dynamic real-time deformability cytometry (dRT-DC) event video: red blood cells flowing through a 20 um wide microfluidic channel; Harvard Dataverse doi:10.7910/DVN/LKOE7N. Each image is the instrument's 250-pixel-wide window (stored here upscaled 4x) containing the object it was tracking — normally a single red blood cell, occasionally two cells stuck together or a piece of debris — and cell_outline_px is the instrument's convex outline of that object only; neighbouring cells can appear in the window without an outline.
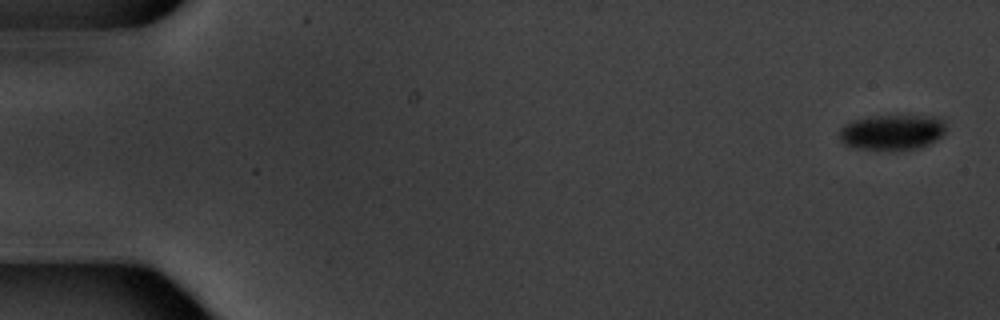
{"species": "common noctule bat (a hibernating species)", "species_latin": "Nyctalus noctula", "temperature_condition": "warm", "stored_images_in_passage": 7, "segment_of_instrument_passage": [1, 2], "camera_frame_rate_fps": 3000, "um_per_image_px": 0.085, "animal": {"sex": "male", "body_mass_g": 20.1, "forearm_length_mm": 53.5}, "frame": {"image": 1, "passage_image": 1, "time_ms": 0.0, "image_size_px": [1000, 320], "cell_outline_px": [[944, 132], [936, 140], [920, 148], [896, 152], [888, 152], [852, 148], [844, 144], [840, 140], [840, 128], [844, 124], [852, 120], [876, 116], [940, 116], [944, 120]], "centroid_in_image_um": [75.81, 11.28], "position_along_channel_um": 9.2, "area_um2": 22.66}}